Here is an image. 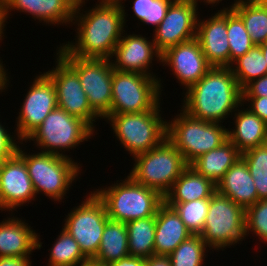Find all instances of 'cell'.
<instances>
[{
    "label": "cell",
    "mask_w": 267,
    "mask_h": 266,
    "mask_svg": "<svg viewBox=\"0 0 267 266\" xmlns=\"http://www.w3.org/2000/svg\"><path fill=\"white\" fill-rule=\"evenodd\" d=\"M99 1L95 8L83 11L85 14L80 13L82 4L75 6L72 23L78 26L76 42L63 43L56 55L108 59L112 57L114 48L125 32V7L123 2Z\"/></svg>",
    "instance_id": "cell-1"
},
{
    "label": "cell",
    "mask_w": 267,
    "mask_h": 266,
    "mask_svg": "<svg viewBox=\"0 0 267 266\" xmlns=\"http://www.w3.org/2000/svg\"><path fill=\"white\" fill-rule=\"evenodd\" d=\"M184 95L181 109L199 120L223 123L232 112L244 106L242 89L230 67L212 66Z\"/></svg>",
    "instance_id": "cell-2"
},
{
    "label": "cell",
    "mask_w": 267,
    "mask_h": 266,
    "mask_svg": "<svg viewBox=\"0 0 267 266\" xmlns=\"http://www.w3.org/2000/svg\"><path fill=\"white\" fill-rule=\"evenodd\" d=\"M94 192L103 201L109 219L124 223L156 216L158 207L164 202V197L156 190L137 183L130 175Z\"/></svg>",
    "instance_id": "cell-3"
},
{
    "label": "cell",
    "mask_w": 267,
    "mask_h": 266,
    "mask_svg": "<svg viewBox=\"0 0 267 266\" xmlns=\"http://www.w3.org/2000/svg\"><path fill=\"white\" fill-rule=\"evenodd\" d=\"M24 151L18 144L16 153L25 161L35 194L43 192L46 197L61 202L80 174V164L71 157L46 152L27 154Z\"/></svg>",
    "instance_id": "cell-4"
},
{
    "label": "cell",
    "mask_w": 267,
    "mask_h": 266,
    "mask_svg": "<svg viewBox=\"0 0 267 266\" xmlns=\"http://www.w3.org/2000/svg\"><path fill=\"white\" fill-rule=\"evenodd\" d=\"M160 102L150 111L108 114L117 140L132 155L147 152L160 145L167 135V121L160 114Z\"/></svg>",
    "instance_id": "cell-5"
},
{
    "label": "cell",
    "mask_w": 267,
    "mask_h": 266,
    "mask_svg": "<svg viewBox=\"0 0 267 266\" xmlns=\"http://www.w3.org/2000/svg\"><path fill=\"white\" fill-rule=\"evenodd\" d=\"M221 123L199 120L181 110L167 122L166 138L181 152L190 165L204 153L218 148L228 139L227 128Z\"/></svg>",
    "instance_id": "cell-6"
},
{
    "label": "cell",
    "mask_w": 267,
    "mask_h": 266,
    "mask_svg": "<svg viewBox=\"0 0 267 266\" xmlns=\"http://www.w3.org/2000/svg\"><path fill=\"white\" fill-rule=\"evenodd\" d=\"M129 175L164 197L188 166L181 152L166 138L157 147L133 157Z\"/></svg>",
    "instance_id": "cell-7"
},
{
    "label": "cell",
    "mask_w": 267,
    "mask_h": 266,
    "mask_svg": "<svg viewBox=\"0 0 267 266\" xmlns=\"http://www.w3.org/2000/svg\"><path fill=\"white\" fill-rule=\"evenodd\" d=\"M94 132L85 121L56 107L25 142L34 141L37 148L43 149L41 152L69 157L65 155V151L88 141Z\"/></svg>",
    "instance_id": "cell-8"
},
{
    "label": "cell",
    "mask_w": 267,
    "mask_h": 266,
    "mask_svg": "<svg viewBox=\"0 0 267 266\" xmlns=\"http://www.w3.org/2000/svg\"><path fill=\"white\" fill-rule=\"evenodd\" d=\"M246 210L216 191L210 198L208 214L200 236L211 250H224L245 239Z\"/></svg>",
    "instance_id": "cell-9"
},
{
    "label": "cell",
    "mask_w": 267,
    "mask_h": 266,
    "mask_svg": "<svg viewBox=\"0 0 267 266\" xmlns=\"http://www.w3.org/2000/svg\"><path fill=\"white\" fill-rule=\"evenodd\" d=\"M161 80L137 72L113 70L112 101L109 114L152 110L161 100Z\"/></svg>",
    "instance_id": "cell-10"
},
{
    "label": "cell",
    "mask_w": 267,
    "mask_h": 266,
    "mask_svg": "<svg viewBox=\"0 0 267 266\" xmlns=\"http://www.w3.org/2000/svg\"><path fill=\"white\" fill-rule=\"evenodd\" d=\"M92 192L67 215L63 226L89 260L97 254L106 222L109 220L103 201Z\"/></svg>",
    "instance_id": "cell-11"
},
{
    "label": "cell",
    "mask_w": 267,
    "mask_h": 266,
    "mask_svg": "<svg viewBox=\"0 0 267 266\" xmlns=\"http://www.w3.org/2000/svg\"><path fill=\"white\" fill-rule=\"evenodd\" d=\"M77 74L91 108L103 119L111 111L113 67L108 58L60 56Z\"/></svg>",
    "instance_id": "cell-12"
},
{
    "label": "cell",
    "mask_w": 267,
    "mask_h": 266,
    "mask_svg": "<svg viewBox=\"0 0 267 266\" xmlns=\"http://www.w3.org/2000/svg\"><path fill=\"white\" fill-rule=\"evenodd\" d=\"M58 56V57H57ZM56 68L44 72L54 83L57 107L68 114L85 121L93 130L96 119L101 118L90 106L78 74L57 55ZM99 117V118H98Z\"/></svg>",
    "instance_id": "cell-13"
},
{
    "label": "cell",
    "mask_w": 267,
    "mask_h": 266,
    "mask_svg": "<svg viewBox=\"0 0 267 266\" xmlns=\"http://www.w3.org/2000/svg\"><path fill=\"white\" fill-rule=\"evenodd\" d=\"M24 97L16 119L17 140L26 139L43 123L44 119L57 107L56 89L52 80L45 74L35 77Z\"/></svg>",
    "instance_id": "cell-14"
},
{
    "label": "cell",
    "mask_w": 267,
    "mask_h": 266,
    "mask_svg": "<svg viewBox=\"0 0 267 266\" xmlns=\"http://www.w3.org/2000/svg\"><path fill=\"white\" fill-rule=\"evenodd\" d=\"M197 7L193 0H174L170 4L153 34V41L161 54L172 46L196 38Z\"/></svg>",
    "instance_id": "cell-15"
},
{
    "label": "cell",
    "mask_w": 267,
    "mask_h": 266,
    "mask_svg": "<svg viewBox=\"0 0 267 266\" xmlns=\"http://www.w3.org/2000/svg\"><path fill=\"white\" fill-rule=\"evenodd\" d=\"M25 161L15 153L0 164V210L13 211L35 200Z\"/></svg>",
    "instance_id": "cell-16"
},
{
    "label": "cell",
    "mask_w": 267,
    "mask_h": 266,
    "mask_svg": "<svg viewBox=\"0 0 267 266\" xmlns=\"http://www.w3.org/2000/svg\"><path fill=\"white\" fill-rule=\"evenodd\" d=\"M161 62L169 66L178 81L187 90L197 83L212 67L196 38L168 48L161 55Z\"/></svg>",
    "instance_id": "cell-17"
},
{
    "label": "cell",
    "mask_w": 267,
    "mask_h": 266,
    "mask_svg": "<svg viewBox=\"0 0 267 266\" xmlns=\"http://www.w3.org/2000/svg\"><path fill=\"white\" fill-rule=\"evenodd\" d=\"M145 37L139 34L122 36L112 53L111 59L115 57V60H111L113 69L156 77L155 74H151L149 67L154 56L161 62L162 54L157 50L153 39L151 42Z\"/></svg>",
    "instance_id": "cell-18"
},
{
    "label": "cell",
    "mask_w": 267,
    "mask_h": 266,
    "mask_svg": "<svg viewBox=\"0 0 267 266\" xmlns=\"http://www.w3.org/2000/svg\"><path fill=\"white\" fill-rule=\"evenodd\" d=\"M12 10L28 13L40 23L65 25L73 22L75 5L70 0H0V33L4 34Z\"/></svg>",
    "instance_id": "cell-19"
},
{
    "label": "cell",
    "mask_w": 267,
    "mask_h": 266,
    "mask_svg": "<svg viewBox=\"0 0 267 266\" xmlns=\"http://www.w3.org/2000/svg\"><path fill=\"white\" fill-rule=\"evenodd\" d=\"M227 33V10L197 21L196 39L211 66L230 67V47Z\"/></svg>",
    "instance_id": "cell-20"
},
{
    "label": "cell",
    "mask_w": 267,
    "mask_h": 266,
    "mask_svg": "<svg viewBox=\"0 0 267 266\" xmlns=\"http://www.w3.org/2000/svg\"><path fill=\"white\" fill-rule=\"evenodd\" d=\"M41 246L39 235L25 221L13 216L0 222V257L29 256Z\"/></svg>",
    "instance_id": "cell-21"
},
{
    "label": "cell",
    "mask_w": 267,
    "mask_h": 266,
    "mask_svg": "<svg viewBox=\"0 0 267 266\" xmlns=\"http://www.w3.org/2000/svg\"><path fill=\"white\" fill-rule=\"evenodd\" d=\"M191 235L174 208L163 202L156 212L155 255L169 256Z\"/></svg>",
    "instance_id": "cell-22"
},
{
    "label": "cell",
    "mask_w": 267,
    "mask_h": 266,
    "mask_svg": "<svg viewBox=\"0 0 267 266\" xmlns=\"http://www.w3.org/2000/svg\"><path fill=\"white\" fill-rule=\"evenodd\" d=\"M217 191L245 210L258 201V194L245 161L240 157L216 184Z\"/></svg>",
    "instance_id": "cell-23"
},
{
    "label": "cell",
    "mask_w": 267,
    "mask_h": 266,
    "mask_svg": "<svg viewBox=\"0 0 267 266\" xmlns=\"http://www.w3.org/2000/svg\"><path fill=\"white\" fill-rule=\"evenodd\" d=\"M233 119L235 129L228 130L227 135L241 154L267 143V124L250 109H236Z\"/></svg>",
    "instance_id": "cell-24"
},
{
    "label": "cell",
    "mask_w": 267,
    "mask_h": 266,
    "mask_svg": "<svg viewBox=\"0 0 267 266\" xmlns=\"http://www.w3.org/2000/svg\"><path fill=\"white\" fill-rule=\"evenodd\" d=\"M217 191L216 184L188 165L164 196V202H189L211 198Z\"/></svg>",
    "instance_id": "cell-25"
},
{
    "label": "cell",
    "mask_w": 267,
    "mask_h": 266,
    "mask_svg": "<svg viewBox=\"0 0 267 266\" xmlns=\"http://www.w3.org/2000/svg\"><path fill=\"white\" fill-rule=\"evenodd\" d=\"M240 157L237 147L227 139L218 148L199 156L190 166L217 184Z\"/></svg>",
    "instance_id": "cell-26"
},
{
    "label": "cell",
    "mask_w": 267,
    "mask_h": 266,
    "mask_svg": "<svg viewBox=\"0 0 267 266\" xmlns=\"http://www.w3.org/2000/svg\"><path fill=\"white\" fill-rule=\"evenodd\" d=\"M128 256V231L126 224L109 219L106 222L97 254L91 260L100 264L110 265L113 261Z\"/></svg>",
    "instance_id": "cell-27"
},
{
    "label": "cell",
    "mask_w": 267,
    "mask_h": 266,
    "mask_svg": "<svg viewBox=\"0 0 267 266\" xmlns=\"http://www.w3.org/2000/svg\"><path fill=\"white\" fill-rule=\"evenodd\" d=\"M234 4L223 10H234L243 20L246 30L255 45L267 39V2L234 0Z\"/></svg>",
    "instance_id": "cell-28"
},
{
    "label": "cell",
    "mask_w": 267,
    "mask_h": 266,
    "mask_svg": "<svg viewBox=\"0 0 267 266\" xmlns=\"http://www.w3.org/2000/svg\"><path fill=\"white\" fill-rule=\"evenodd\" d=\"M128 231L129 256L148 258L155 255L156 216L125 223Z\"/></svg>",
    "instance_id": "cell-29"
},
{
    "label": "cell",
    "mask_w": 267,
    "mask_h": 266,
    "mask_svg": "<svg viewBox=\"0 0 267 266\" xmlns=\"http://www.w3.org/2000/svg\"><path fill=\"white\" fill-rule=\"evenodd\" d=\"M230 68L241 89L251 81L267 75L265 58L258 45L236 59Z\"/></svg>",
    "instance_id": "cell-30"
},
{
    "label": "cell",
    "mask_w": 267,
    "mask_h": 266,
    "mask_svg": "<svg viewBox=\"0 0 267 266\" xmlns=\"http://www.w3.org/2000/svg\"><path fill=\"white\" fill-rule=\"evenodd\" d=\"M55 241L49 250L48 266H81L89 260L80 250L76 240L64 228Z\"/></svg>",
    "instance_id": "cell-31"
},
{
    "label": "cell",
    "mask_w": 267,
    "mask_h": 266,
    "mask_svg": "<svg viewBox=\"0 0 267 266\" xmlns=\"http://www.w3.org/2000/svg\"><path fill=\"white\" fill-rule=\"evenodd\" d=\"M173 207L192 235H200L208 214L210 198L189 202H165Z\"/></svg>",
    "instance_id": "cell-32"
},
{
    "label": "cell",
    "mask_w": 267,
    "mask_h": 266,
    "mask_svg": "<svg viewBox=\"0 0 267 266\" xmlns=\"http://www.w3.org/2000/svg\"><path fill=\"white\" fill-rule=\"evenodd\" d=\"M227 33L231 64L255 46L242 18L232 9L227 10Z\"/></svg>",
    "instance_id": "cell-33"
},
{
    "label": "cell",
    "mask_w": 267,
    "mask_h": 266,
    "mask_svg": "<svg viewBox=\"0 0 267 266\" xmlns=\"http://www.w3.org/2000/svg\"><path fill=\"white\" fill-rule=\"evenodd\" d=\"M250 171L259 200L267 199V143L241 154Z\"/></svg>",
    "instance_id": "cell-34"
},
{
    "label": "cell",
    "mask_w": 267,
    "mask_h": 266,
    "mask_svg": "<svg viewBox=\"0 0 267 266\" xmlns=\"http://www.w3.org/2000/svg\"><path fill=\"white\" fill-rule=\"evenodd\" d=\"M207 247L200 235H191L169 255L172 266H203Z\"/></svg>",
    "instance_id": "cell-35"
},
{
    "label": "cell",
    "mask_w": 267,
    "mask_h": 266,
    "mask_svg": "<svg viewBox=\"0 0 267 266\" xmlns=\"http://www.w3.org/2000/svg\"><path fill=\"white\" fill-rule=\"evenodd\" d=\"M123 0H120L121 3ZM126 1V0H124ZM174 0H133V12L143 24L157 27L166 16L170 4Z\"/></svg>",
    "instance_id": "cell-36"
},
{
    "label": "cell",
    "mask_w": 267,
    "mask_h": 266,
    "mask_svg": "<svg viewBox=\"0 0 267 266\" xmlns=\"http://www.w3.org/2000/svg\"><path fill=\"white\" fill-rule=\"evenodd\" d=\"M250 232L267 243V199L259 200L245 212V235Z\"/></svg>",
    "instance_id": "cell-37"
},
{
    "label": "cell",
    "mask_w": 267,
    "mask_h": 266,
    "mask_svg": "<svg viewBox=\"0 0 267 266\" xmlns=\"http://www.w3.org/2000/svg\"><path fill=\"white\" fill-rule=\"evenodd\" d=\"M2 123H0V164L9 158H11L16 152L18 145L23 144V142L16 141L11 133L4 128ZM16 141V142H15ZM19 142V143H18Z\"/></svg>",
    "instance_id": "cell-38"
},
{
    "label": "cell",
    "mask_w": 267,
    "mask_h": 266,
    "mask_svg": "<svg viewBox=\"0 0 267 266\" xmlns=\"http://www.w3.org/2000/svg\"><path fill=\"white\" fill-rule=\"evenodd\" d=\"M242 97H267V75L248 83L242 89Z\"/></svg>",
    "instance_id": "cell-39"
},
{
    "label": "cell",
    "mask_w": 267,
    "mask_h": 266,
    "mask_svg": "<svg viewBox=\"0 0 267 266\" xmlns=\"http://www.w3.org/2000/svg\"><path fill=\"white\" fill-rule=\"evenodd\" d=\"M245 101L249 102L248 109L267 124V97H242L243 104Z\"/></svg>",
    "instance_id": "cell-40"
},
{
    "label": "cell",
    "mask_w": 267,
    "mask_h": 266,
    "mask_svg": "<svg viewBox=\"0 0 267 266\" xmlns=\"http://www.w3.org/2000/svg\"><path fill=\"white\" fill-rule=\"evenodd\" d=\"M29 256L25 257H0V266H31Z\"/></svg>",
    "instance_id": "cell-41"
},
{
    "label": "cell",
    "mask_w": 267,
    "mask_h": 266,
    "mask_svg": "<svg viewBox=\"0 0 267 266\" xmlns=\"http://www.w3.org/2000/svg\"><path fill=\"white\" fill-rule=\"evenodd\" d=\"M110 266H145V259L141 257L128 256L117 261H113Z\"/></svg>",
    "instance_id": "cell-42"
},
{
    "label": "cell",
    "mask_w": 267,
    "mask_h": 266,
    "mask_svg": "<svg viewBox=\"0 0 267 266\" xmlns=\"http://www.w3.org/2000/svg\"><path fill=\"white\" fill-rule=\"evenodd\" d=\"M145 266H172L169 256L151 255L145 258Z\"/></svg>",
    "instance_id": "cell-43"
},
{
    "label": "cell",
    "mask_w": 267,
    "mask_h": 266,
    "mask_svg": "<svg viewBox=\"0 0 267 266\" xmlns=\"http://www.w3.org/2000/svg\"><path fill=\"white\" fill-rule=\"evenodd\" d=\"M3 33H0V40L2 41L4 38L2 35ZM1 59V58H0ZM6 69H4V66L3 64L1 63V60H0V92L6 90L5 88H7V84L9 83V80L10 78L7 76L8 74L6 73ZM9 78V79H7Z\"/></svg>",
    "instance_id": "cell-44"
},
{
    "label": "cell",
    "mask_w": 267,
    "mask_h": 266,
    "mask_svg": "<svg viewBox=\"0 0 267 266\" xmlns=\"http://www.w3.org/2000/svg\"><path fill=\"white\" fill-rule=\"evenodd\" d=\"M260 48H261V51L264 55V58H265V62H266V66H267V39L259 45Z\"/></svg>",
    "instance_id": "cell-45"
},
{
    "label": "cell",
    "mask_w": 267,
    "mask_h": 266,
    "mask_svg": "<svg viewBox=\"0 0 267 266\" xmlns=\"http://www.w3.org/2000/svg\"><path fill=\"white\" fill-rule=\"evenodd\" d=\"M81 266H110V265L100 264V263H97L93 260H88L86 263L82 264Z\"/></svg>",
    "instance_id": "cell-46"
},
{
    "label": "cell",
    "mask_w": 267,
    "mask_h": 266,
    "mask_svg": "<svg viewBox=\"0 0 267 266\" xmlns=\"http://www.w3.org/2000/svg\"><path fill=\"white\" fill-rule=\"evenodd\" d=\"M193 1L196 3V5H198V3H197L198 0H193ZM200 1L202 2V0H200ZM219 1L221 2L222 0H203V2L206 4L208 3V5L209 4L214 5L215 3L217 4Z\"/></svg>",
    "instance_id": "cell-47"
},
{
    "label": "cell",
    "mask_w": 267,
    "mask_h": 266,
    "mask_svg": "<svg viewBox=\"0 0 267 266\" xmlns=\"http://www.w3.org/2000/svg\"><path fill=\"white\" fill-rule=\"evenodd\" d=\"M75 6L85 4V0H70Z\"/></svg>",
    "instance_id": "cell-48"
},
{
    "label": "cell",
    "mask_w": 267,
    "mask_h": 266,
    "mask_svg": "<svg viewBox=\"0 0 267 266\" xmlns=\"http://www.w3.org/2000/svg\"><path fill=\"white\" fill-rule=\"evenodd\" d=\"M255 1H258V2H267V0H255Z\"/></svg>",
    "instance_id": "cell-49"
}]
</instances>
